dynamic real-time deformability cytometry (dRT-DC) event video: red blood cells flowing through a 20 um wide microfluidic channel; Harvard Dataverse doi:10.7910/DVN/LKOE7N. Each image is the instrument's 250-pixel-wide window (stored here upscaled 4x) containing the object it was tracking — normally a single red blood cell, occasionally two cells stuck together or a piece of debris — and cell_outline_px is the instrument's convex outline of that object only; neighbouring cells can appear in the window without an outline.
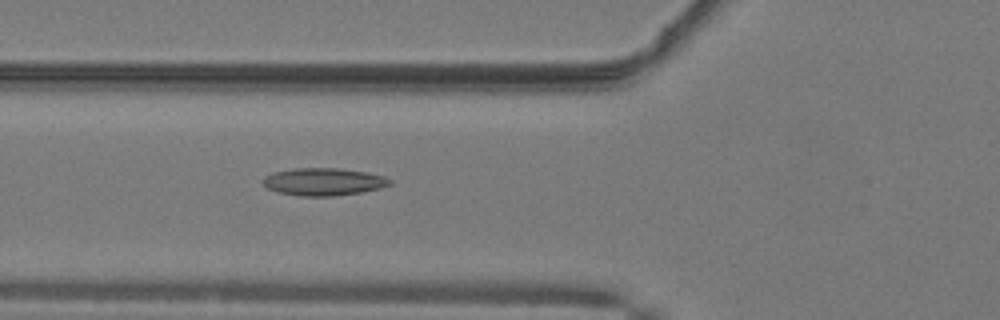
{"species": "common noctule bat (a hibernating species)", "species_latin": "Nyctalus noctula", "temperature_condition": "warm", "stored_images_in_passage": 46, "camera_frame_rate_fps": 3000, "um_per_image_px": 0.085, "animal": {"sex": "male", "body_mass_g": 19.2, "forearm_length_mm": 51.8}, "frame": {"image": 1, "passage_image": 19, "time_ms": 6.0, "image_size_px": [1000, 320], "cell_outline_px": [[392, 184], [380, 188], [360, 192], [336, 196], [300, 196], [276, 192], [268, 188], [260, 180], [264, 176], [272, 172], [292, 168], [340, 168], [368, 172], [384, 176], [392, 180]], "centroid_in_image_um": [27.48, 15.44], "position_along_channel_um": 98.3, "area_um2": 20.63}}
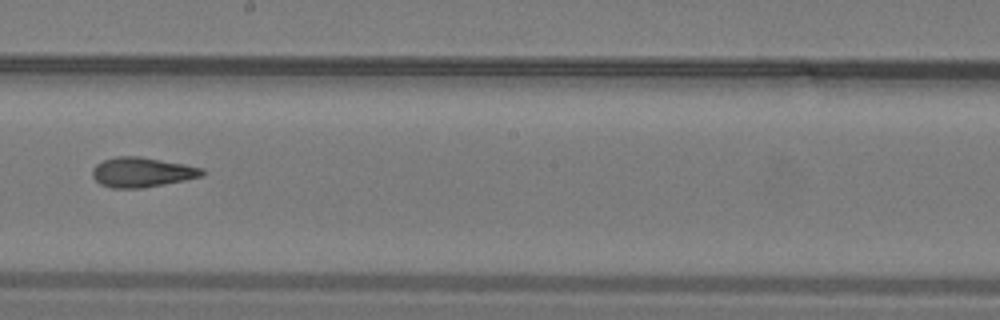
{"frame": {"image": 2, "passage_image": 29, "time_ms": 9.333, "image_size_px": [1000, 320], "cell_outline_px": [[204, 176], [144, 188], [112, 188], [100, 184], [92, 176], [92, 168], [96, 164], [104, 160], [116, 156], [140, 156], [184, 164], [204, 168]], "centroid_in_image_um": [12.06, 14.64], "position_along_channel_um": 236.1, "area_um2": 19.13}}
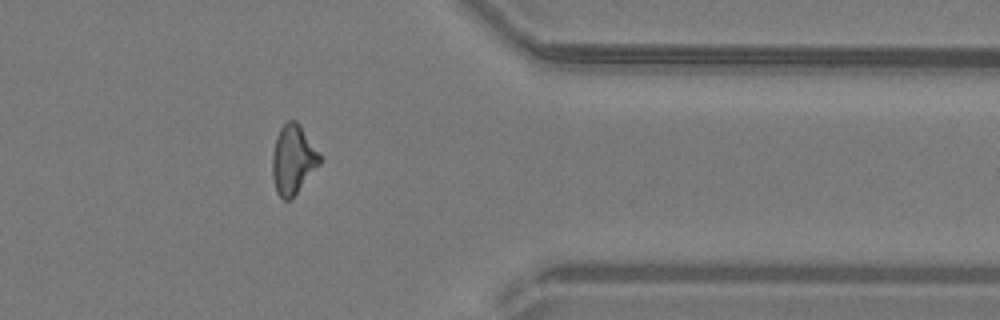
{"frame": {"image": 3, "passage_image": 41, "time_ms": 13.333, "image_size_px": [1000, 320], "cell_outline_px": [[324, 160], [292, 200], [284, 200], [276, 192], [272, 176], [272, 156], [276, 136], [280, 128], [288, 120], [296, 120]], "centroid_in_image_um": [24.92, 13.61], "position_along_channel_um": 386.5, "area_um2": 19.36}}